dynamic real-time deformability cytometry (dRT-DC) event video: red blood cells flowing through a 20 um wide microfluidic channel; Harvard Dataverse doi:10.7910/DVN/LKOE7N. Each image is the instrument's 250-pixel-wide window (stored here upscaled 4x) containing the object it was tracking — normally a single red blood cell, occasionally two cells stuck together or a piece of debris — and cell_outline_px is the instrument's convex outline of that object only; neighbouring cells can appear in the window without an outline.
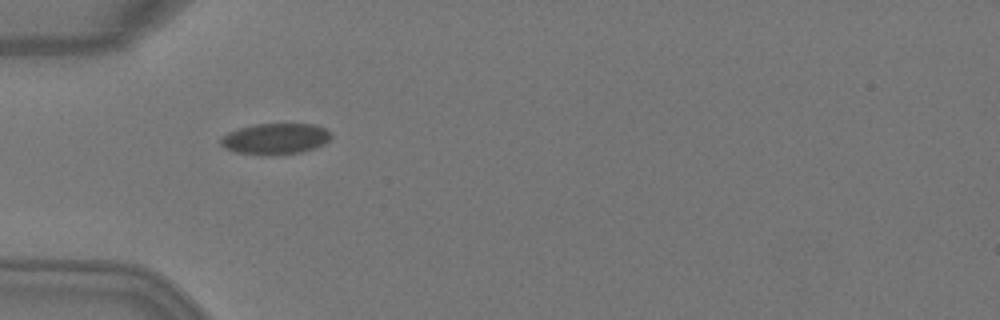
{"species": "Egyptian fruit bat (a non-hibernating species)", "species_latin": "Rousettus aegyptiacus", "temperature_condition": "warm", "stored_images_in_passage": 5, "camera_frame_rate_fps": 3000, "um_per_image_px": 0.085, "animal": {"sex": "female"}, "frame": {"image": 1, "passage_image": 4, "time_ms": 1.0, "image_size_px": [1000, 320], "cell_outline_px": [[332, 136], [324, 144], [316, 148], [300, 152], [236, 152], [224, 148], [220, 144], [220, 136], [228, 132], [252, 124], [316, 124], [332, 132]], "centroid_in_image_um": [23.43, 11.74], "position_along_channel_um": 61.6, "area_um2": 19.31}}